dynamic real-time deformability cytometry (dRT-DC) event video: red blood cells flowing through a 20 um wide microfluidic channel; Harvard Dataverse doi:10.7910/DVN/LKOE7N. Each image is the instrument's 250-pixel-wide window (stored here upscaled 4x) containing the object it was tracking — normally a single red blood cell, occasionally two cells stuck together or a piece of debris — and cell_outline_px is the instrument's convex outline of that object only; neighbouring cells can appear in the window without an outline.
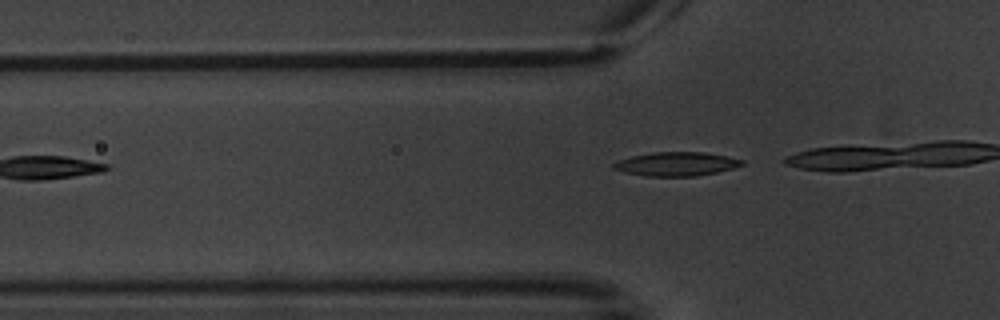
{"species": "common noctule bat (a hibernating species)", "species_latin": "Nyctalus noctula", "temperature_condition": "warm", "stored_images_in_passage": 5, "camera_frame_rate_fps": 3000, "um_per_image_px": 0.085, "animal": {"sex": "male", "body_mass_g": 20.1, "forearm_length_mm": 53.5}, "frame": {"image": 1, "passage_image": 5, "time_ms": 5.0, "image_size_px": [1000, 320], "cell_outline_px": [[744, 164], [732, 168], [716, 172], [696, 176], [644, 176], [624, 172], [612, 168], [612, 164], [616, 160], [632, 156], [652, 152], [704, 152], [728, 156], [744, 160]], "centroid_in_image_um": [57.46, 13.93], "position_along_channel_um": 68.3, "area_um2": 17.92}}